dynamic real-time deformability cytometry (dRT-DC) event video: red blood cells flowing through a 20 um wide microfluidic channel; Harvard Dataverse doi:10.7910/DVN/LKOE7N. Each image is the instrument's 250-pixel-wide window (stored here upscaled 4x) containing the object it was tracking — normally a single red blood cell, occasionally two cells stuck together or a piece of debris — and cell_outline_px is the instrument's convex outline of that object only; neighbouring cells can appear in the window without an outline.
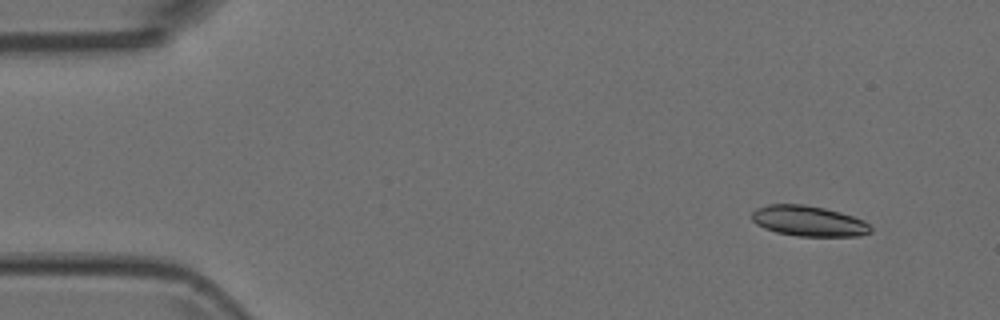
{"species": "Egyptian fruit bat (a non-hibernating species)", "species_latin": "Rousettus aegyptiacus", "temperature_condition": "room temperature", "stored_images_in_passage": 4, "camera_frame_rate_fps": 3000, "um_per_image_px": 0.085, "animal": {"sex": "female"}, "frame": {"image": 1, "passage_image": 1, "time_ms": 0.0, "image_size_px": [1000, 320], "cell_outline_px": [[872, 232], [860, 236], [796, 236], [776, 232], [764, 228], [756, 224], [752, 220], [752, 212], [756, 208], [768, 204], [804, 204], [824, 208], [840, 212], [864, 220], [872, 228]], "centroid_in_image_um": [68.73, 18.79], "position_along_channel_um": 16.3, "area_um2": 21.21}}
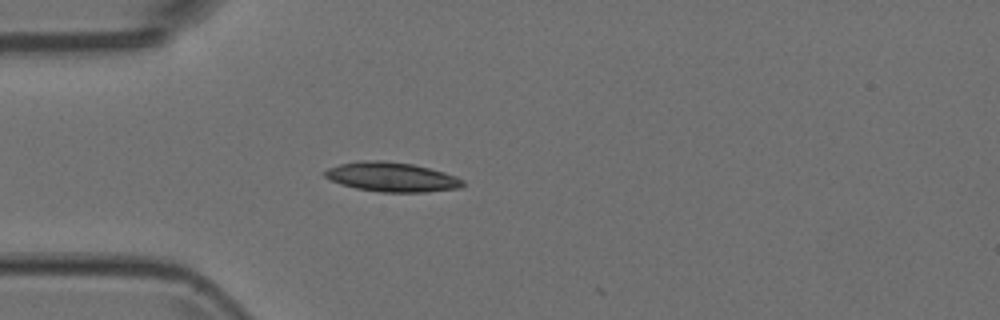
{"frame": {"image": 2, "passage_image": 4, "time_ms": 1.0, "image_size_px": [1000, 320], "cell_outline_px": [[464, 184], [460, 188], [424, 192], [380, 192], [356, 188], [340, 184], [324, 176], [324, 172], [328, 168], [340, 164], [356, 160], [384, 160], [412, 164], [444, 172], [456, 176], [464, 180]], "centroid_in_image_um": [33.29, 15.04], "position_along_channel_um": 51.7, "area_um2": 23.7}}